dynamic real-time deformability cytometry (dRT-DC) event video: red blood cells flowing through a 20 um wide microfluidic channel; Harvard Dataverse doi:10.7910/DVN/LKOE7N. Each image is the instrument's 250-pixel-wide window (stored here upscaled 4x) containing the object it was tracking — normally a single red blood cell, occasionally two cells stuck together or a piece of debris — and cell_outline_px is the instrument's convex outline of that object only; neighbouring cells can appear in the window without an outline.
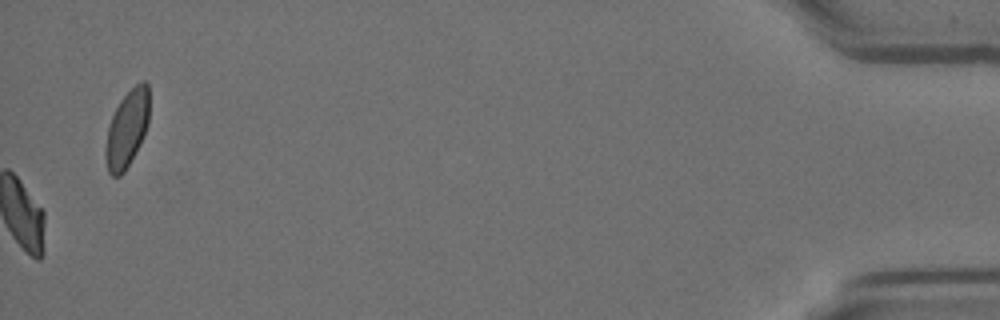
{"species": "Egyptian fruit bat (a non-hibernating species)", "species_latin": "Rousettus aegyptiacus", "temperature_condition": "room temperature", "stored_images_in_passage": 57, "camera_frame_rate_fps": 3000, "um_per_image_px": 0.085, "animal": {"sex": "female"}, "frame": {"image": 1, "passage_image": 57, "time_ms": 18.667, "image_size_px": [1000, 320], "cell_outline_px": [[148, 124], [124, 172], [120, 176], [112, 176], [108, 172], [104, 156], [104, 148], [108, 124], [120, 100], [140, 80], [144, 80], [148, 84]], "centroid_in_image_um": [10.75, 10.94], "position_along_channel_um": 424.5, "area_um2": 19.31}, "authors_computed_cell_mechanics": {"area_um2": 19.941, "velocity_mm_per_s": 3.5955, "shape_relaxation_time_tau1_ms": 4.0428, "shape_relaxation_time_tau2_ms": 3.4302, "deformation_change_tau1": 0.1534, "deformation_change_tau2": 0.0814}}